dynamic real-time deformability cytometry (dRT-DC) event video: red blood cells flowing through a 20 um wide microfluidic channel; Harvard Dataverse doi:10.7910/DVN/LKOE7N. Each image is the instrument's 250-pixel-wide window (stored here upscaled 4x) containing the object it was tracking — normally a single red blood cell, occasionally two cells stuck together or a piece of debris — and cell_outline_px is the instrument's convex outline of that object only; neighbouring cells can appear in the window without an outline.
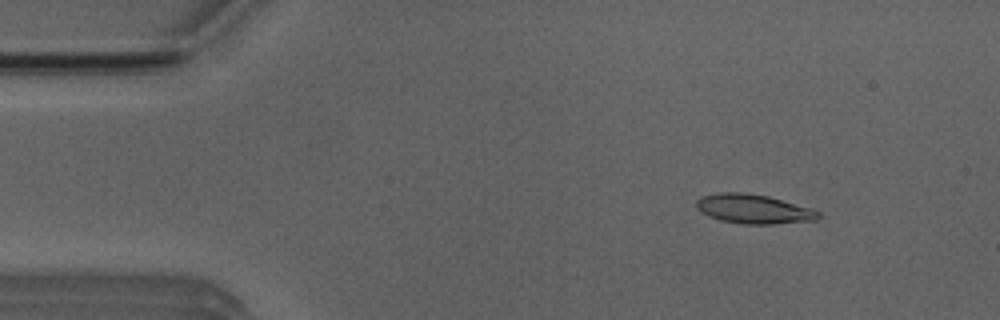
{"species": "Egyptian fruit bat (a non-hibernating species)", "species_latin": "Rousettus aegyptiacus", "temperature_condition": "room temperature", "stored_images_in_passage": 5, "camera_frame_rate_fps": 3000, "um_per_image_px": 0.085, "animal": {"sex": "male"}, "frame": {"image": 1, "passage_image": 2, "time_ms": 1.0, "image_size_px": [1000, 320], "cell_outline_px": [[820, 216], [816, 220], [772, 224], [744, 224], [720, 220], [708, 216], [700, 212], [696, 208], [696, 200], [700, 196], [720, 192], [740, 192], [768, 196], [812, 208], [820, 212]], "centroid_in_image_um": [64.02, 17.76], "position_along_channel_um": 21.0, "area_um2": 20.92}}
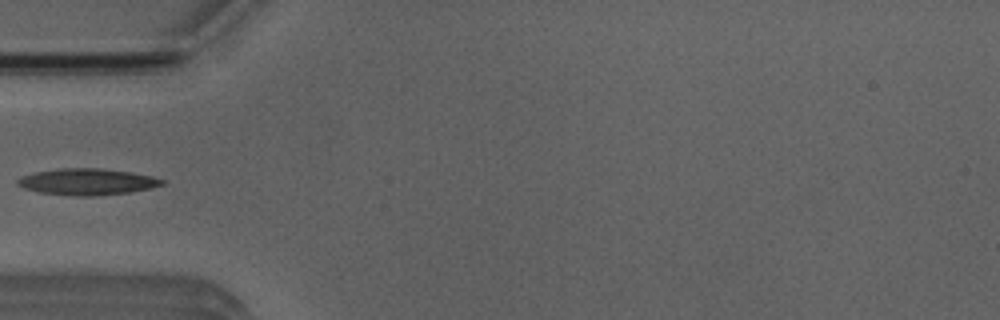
{"frame": {"image": 2, "passage_image": 4, "time_ms": 4.333, "image_size_px": [1000, 320], "cell_outline_px": [[164, 184], [152, 188], [128, 192], [96, 196], [72, 196], [40, 192], [24, 188], [16, 184], [16, 180], [20, 176], [36, 172], [60, 168], [100, 168], [132, 172], [152, 176], [164, 180]], "centroid_in_image_um": [7.4, 15.45], "position_along_channel_um": 77.6, "area_um2": 22.31}}